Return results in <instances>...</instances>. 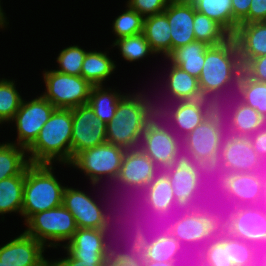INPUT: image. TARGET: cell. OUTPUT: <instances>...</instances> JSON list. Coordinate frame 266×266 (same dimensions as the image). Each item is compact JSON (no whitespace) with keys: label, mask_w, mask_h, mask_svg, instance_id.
Segmentation results:
<instances>
[{"label":"cell","mask_w":266,"mask_h":266,"mask_svg":"<svg viewBox=\"0 0 266 266\" xmlns=\"http://www.w3.org/2000/svg\"><path fill=\"white\" fill-rule=\"evenodd\" d=\"M242 72L239 51L232 36L220 45L209 46L205 51L204 65L198 78L203 98L218 105L228 86H235L233 89L236 88V93Z\"/></svg>","instance_id":"obj_1"},{"label":"cell","mask_w":266,"mask_h":266,"mask_svg":"<svg viewBox=\"0 0 266 266\" xmlns=\"http://www.w3.org/2000/svg\"><path fill=\"white\" fill-rule=\"evenodd\" d=\"M156 114L157 106L144 95H125L119 101L114 118L106 124V142L125 149L139 148L141 136Z\"/></svg>","instance_id":"obj_2"},{"label":"cell","mask_w":266,"mask_h":266,"mask_svg":"<svg viewBox=\"0 0 266 266\" xmlns=\"http://www.w3.org/2000/svg\"><path fill=\"white\" fill-rule=\"evenodd\" d=\"M30 164H64L72 161V109L56 108L27 149Z\"/></svg>","instance_id":"obj_3"},{"label":"cell","mask_w":266,"mask_h":266,"mask_svg":"<svg viewBox=\"0 0 266 266\" xmlns=\"http://www.w3.org/2000/svg\"><path fill=\"white\" fill-rule=\"evenodd\" d=\"M225 134L224 117L217 107L182 139L183 159L212 171L218 161Z\"/></svg>","instance_id":"obj_4"},{"label":"cell","mask_w":266,"mask_h":266,"mask_svg":"<svg viewBox=\"0 0 266 266\" xmlns=\"http://www.w3.org/2000/svg\"><path fill=\"white\" fill-rule=\"evenodd\" d=\"M52 170L50 164H30L26 168L21 212L25 222L36 213L62 205L65 186Z\"/></svg>","instance_id":"obj_5"},{"label":"cell","mask_w":266,"mask_h":266,"mask_svg":"<svg viewBox=\"0 0 266 266\" xmlns=\"http://www.w3.org/2000/svg\"><path fill=\"white\" fill-rule=\"evenodd\" d=\"M158 120V121H157ZM160 116H156L148 123L139 148L160 168L166 167L183 159L182 139L175 131L169 130L165 122L162 124Z\"/></svg>","instance_id":"obj_6"},{"label":"cell","mask_w":266,"mask_h":266,"mask_svg":"<svg viewBox=\"0 0 266 266\" xmlns=\"http://www.w3.org/2000/svg\"><path fill=\"white\" fill-rule=\"evenodd\" d=\"M27 229L24 231L28 236L34 237L44 246H60V241H70L78 227L74 216L63 205L32 215L27 221Z\"/></svg>","instance_id":"obj_7"},{"label":"cell","mask_w":266,"mask_h":266,"mask_svg":"<svg viewBox=\"0 0 266 266\" xmlns=\"http://www.w3.org/2000/svg\"><path fill=\"white\" fill-rule=\"evenodd\" d=\"M221 227L235 238L266 250V211L262 205L228 208Z\"/></svg>","instance_id":"obj_8"},{"label":"cell","mask_w":266,"mask_h":266,"mask_svg":"<svg viewBox=\"0 0 266 266\" xmlns=\"http://www.w3.org/2000/svg\"><path fill=\"white\" fill-rule=\"evenodd\" d=\"M265 169L266 163L253 149L249 137L225 134L213 173H258Z\"/></svg>","instance_id":"obj_9"},{"label":"cell","mask_w":266,"mask_h":266,"mask_svg":"<svg viewBox=\"0 0 266 266\" xmlns=\"http://www.w3.org/2000/svg\"><path fill=\"white\" fill-rule=\"evenodd\" d=\"M126 150L106 142L79 152L69 165L83 171L93 185L98 184L104 175L115 181Z\"/></svg>","instance_id":"obj_10"},{"label":"cell","mask_w":266,"mask_h":266,"mask_svg":"<svg viewBox=\"0 0 266 266\" xmlns=\"http://www.w3.org/2000/svg\"><path fill=\"white\" fill-rule=\"evenodd\" d=\"M220 227L221 224L211 216L182 208L172 227L171 235L190 255H196L215 237Z\"/></svg>","instance_id":"obj_11"},{"label":"cell","mask_w":266,"mask_h":266,"mask_svg":"<svg viewBox=\"0 0 266 266\" xmlns=\"http://www.w3.org/2000/svg\"><path fill=\"white\" fill-rule=\"evenodd\" d=\"M46 92L42 95L55 108L72 109L88 104L92 85L82 76L45 71Z\"/></svg>","instance_id":"obj_12"},{"label":"cell","mask_w":266,"mask_h":266,"mask_svg":"<svg viewBox=\"0 0 266 266\" xmlns=\"http://www.w3.org/2000/svg\"><path fill=\"white\" fill-rule=\"evenodd\" d=\"M56 108L42 95L31 101L22 100L14 118L18 140L17 145L26 150L35 142L41 128L50 119Z\"/></svg>","instance_id":"obj_13"},{"label":"cell","mask_w":266,"mask_h":266,"mask_svg":"<svg viewBox=\"0 0 266 266\" xmlns=\"http://www.w3.org/2000/svg\"><path fill=\"white\" fill-rule=\"evenodd\" d=\"M224 180L227 207L261 205L265 189L263 172L218 174Z\"/></svg>","instance_id":"obj_14"},{"label":"cell","mask_w":266,"mask_h":266,"mask_svg":"<svg viewBox=\"0 0 266 266\" xmlns=\"http://www.w3.org/2000/svg\"><path fill=\"white\" fill-rule=\"evenodd\" d=\"M106 143V124L84 104L72 108V159L81 151Z\"/></svg>","instance_id":"obj_15"},{"label":"cell","mask_w":266,"mask_h":266,"mask_svg":"<svg viewBox=\"0 0 266 266\" xmlns=\"http://www.w3.org/2000/svg\"><path fill=\"white\" fill-rule=\"evenodd\" d=\"M169 179L177 204L188 208L198 193L200 182L208 170L200 164L182 159L161 170Z\"/></svg>","instance_id":"obj_16"},{"label":"cell","mask_w":266,"mask_h":266,"mask_svg":"<svg viewBox=\"0 0 266 266\" xmlns=\"http://www.w3.org/2000/svg\"><path fill=\"white\" fill-rule=\"evenodd\" d=\"M188 209L211 216L222 224L228 210L222 176L208 171Z\"/></svg>","instance_id":"obj_17"},{"label":"cell","mask_w":266,"mask_h":266,"mask_svg":"<svg viewBox=\"0 0 266 266\" xmlns=\"http://www.w3.org/2000/svg\"><path fill=\"white\" fill-rule=\"evenodd\" d=\"M160 171L140 148L127 149L115 181L136 193L142 192Z\"/></svg>","instance_id":"obj_18"},{"label":"cell","mask_w":266,"mask_h":266,"mask_svg":"<svg viewBox=\"0 0 266 266\" xmlns=\"http://www.w3.org/2000/svg\"><path fill=\"white\" fill-rule=\"evenodd\" d=\"M62 205L74 216L78 228H110V216L83 191L65 187Z\"/></svg>","instance_id":"obj_19"},{"label":"cell","mask_w":266,"mask_h":266,"mask_svg":"<svg viewBox=\"0 0 266 266\" xmlns=\"http://www.w3.org/2000/svg\"><path fill=\"white\" fill-rule=\"evenodd\" d=\"M107 230L78 228L72 239L64 245L67 254L82 261L107 260L113 254V247L107 244Z\"/></svg>","instance_id":"obj_20"},{"label":"cell","mask_w":266,"mask_h":266,"mask_svg":"<svg viewBox=\"0 0 266 266\" xmlns=\"http://www.w3.org/2000/svg\"><path fill=\"white\" fill-rule=\"evenodd\" d=\"M177 105L173 106L174 109L167 110L157 107V115L160 118L165 117L171 122L173 126H176L177 134L181 139L193 131L205 118H207L216 108L217 105L206 98H201L194 101H178ZM171 110V111H170Z\"/></svg>","instance_id":"obj_21"},{"label":"cell","mask_w":266,"mask_h":266,"mask_svg":"<svg viewBox=\"0 0 266 266\" xmlns=\"http://www.w3.org/2000/svg\"><path fill=\"white\" fill-rule=\"evenodd\" d=\"M44 245L24 232L0 246V261L5 266H49L43 256Z\"/></svg>","instance_id":"obj_22"},{"label":"cell","mask_w":266,"mask_h":266,"mask_svg":"<svg viewBox=\"0 0 266 266\" xmlns=\"http://www.w3.org/2000/svg\"><path fill=\"white\" fill-rule=\"evenodd\" d=\"M195 11L190 0H171L165 9L171 32V52L196 41L193 29Z\"/></svg>","instance_id":"obj_23"},{"label":"cell","mask_w":266,"mask_h":266,"mask_svg":"<svg viewBox=\"0 0 266 266\" xmlns=\"http://www.w3.org/2000/svg\"><path fill=\"white\" fill-rule=\"evenodd\" d=\"M234 102L233 108L232 105L228 106L232 110L228 109L229 115L228 112L226 114V109H224L226 106H222L224 100L217 105L224 117L226 133L234 136L250 137L266 125L265 119L255 109L245 105L239 99L238 102Z\"/></svg>","instance_id":"obj_24"},{"label":"cell","mask_w":266,"mask_h":266,"mask_svg":"<svg viewBox=\"0 0 266 266\" xmlns=\"http://www.w3.org/2000/svg\"><path fill=\"white\" fill-rule=\"evenodd\" d=\"M232 37L242 66L253 58L266 55V21L239 24Z\"/></svg>","instance_id":"obj_25"},{"label":"cell","mask_w":266,"mask_h":266,"mask_svg":"<svg viewBox=\"0 0 266 266\" xmlns=\"http://www.w3.org/2000/svg\"><path fill=\"white\" fill-rule=\"evenodd\" d=\"M143 34L154 54L171 53V32L164 12L144 18Z\"/></svg>","instance_id":"obj_26"},{"label":"cell","mask_w":266,"mask_h":266,"mask_svg":"<svg viewBox=\"0 0 266 266\" xmlns=\"http://www.w3.org/2000/svg\"><path fill=\"white\" fill-rule=\"evenodd\" d=\"M209 47L205 42L194 41L174 49L166 58L175 66L190 75L199 78L205 61V51Z\"/></svg>","instance_id":"obj_27"},{"label":"cell","mask_w":266,"mask_h":266,"mask_svg":"<svg viewBox=\"0 0 266 266\" xmlns=\"http://www.w3.org/2000/svg\"><path fill=\"white\" fill-rule=\"evenodd\" d=\"M171 65L167 90L172 98L177 101H194L203 98L199 87L198 78L190 75L180 67Z\"/></svg>","instance_id":"obj_28"},{"label":"cell","mask_w":266,"mask_h":266,"mask_svg":"<svg viewBox=\"0 0 266 266\" xmlns=\"http://www.w3.org/2000/svg\"><path fill=\"white\" fill-rule=\"evenodd\" d=\"M190 254L171 234L153 238L149 243L147 260L155 262H187Z\"/></svg>","instance_id":"obj_29"},{"label":"cell","mask_w":266,"mask_h":266,"mask_svg":"<svg viewBox=\"0 0 266 266\" xmlns=\"http://www.w3.org/2000/svg\"><path fill=\"white\" fill-rule=\"evenodd\" d=\"M142 193L147 198L148 206L153 210L165 211L181 208L175 200L168 177L162 171L155 176Z\"/></svg>","instance_id":"obj_30"},{"label":"cell","mask_w":266,"mask_h":266,"mask_svg":"<svg viewBox=\"0 0 266 266\" xmlns=\"http://www.w3.org/2000/svg\"><path fill=\"white\" fill-rule=\"evenodd\" d=\"M116 65L106 52L88 51L82 64L81 76L92 86L102 85Z\"/></svg>","instance_id":"obj_31"},{"label":"cell","mask_w":266,"mask_h":266,"mask_svg":"<svg viewBox=\"0 0 266 266\" xmlns=\"http://www.w3.org/2000/svg\"><path fill=\"white\" fill-rule=\"evenodd\" d=\"M108 89L103 88V85H93L88 100L96 118L105 124L114 118L119 101L125 96L124 94L120 95L121 93H117L115 90L112 92L110 88Z\"/></svg>","instance_id":"obj_32"},{"label":"cell","mask_w":266,"mask_h":266,"mask_svg":"<svg viewBox=\"0 0 266 266\" xmlns=\"http://www.w3.org/2000/svg\"><path fill=\"white\" fill-rule=\"evenodd\" d=\"M25 171L0 181V215L22 212Z\"/></svg>","instance_id":"obj_33"},{"label":"cell","mask_w":266,"mask_h":266,"mask_svg":"<svg viewBox=\"0 0 266 266\" xmlns=\"http://www.w3.org/2000/svg\"><path fill=\"white\" fill-rule=\"evenodd\" d=\"M238 99L255 109L266 121V83L249 78L242 72L238 85Z\"/></svg>","instance_id":"obj_34"},{"label":"cell","mask_w":266,"mask_h":266,"mask_svg":"<svg viewBox=\"0 0 266 266\" xmlns=\"http://www.w3.org/2000/svg\"><path fill=\"white\" fill-rule=\"evenodd\" d=\"M27 150L15 143L0 144V181L11 176L21 175L30 165L25 159Z\"/></svg>","instance_id":"obj_35"},{"label":"cell","mask_w":266,"mask_h":266,"mask_svg":"<svg viewBox=\"0 0 266 266\" xmlns=\"http://www.w3.org/2000/svg\"><path fill=\"white\" fill-rule=\"evenodd\" d=\"M195 10L220 24L233 35V9L231 0H190Z\"/></svg>","instance_id":"obj_36"},{"label":"cell","mask_w":266,"mask_h":266,"mask_svg":"<svg viewBox=\"0 0 266 266\" xmlns=\"http://www.w3.org/2000/svg\"><path fill=\"white\" fill-rule=\"evenodd\" d=\"M193 22L196 41L205 42L209 46H216L231 37L220 24L198 11H195Z\"/></svg>","instance_id":"obj_37"},{"label":"cell","mask_w":266,"mask_h":266,"mask_svg":"<svg viewBox=\"0 0 266 266\" xmlns=\"http://www.w3.org/2000/svg\"><path fill=\"white\" fill-rule=\"evenodd\" d=\"M135 217L136 222L134 224L136 227L134 228L135 231H133L135 233L133 234L132 243L128 250L117 251L113 249L112 251L121 261L142 265L147 260L149 243L153 240V237L144 233L142 222L137 216Z\"/></svg>","instance_id":"obj_38"},{"label":"cell","mask_w":266,"mask_h":266,"mask_svg":"<svg viewBox=\"0 0 266 266\" xmlns=\"http://www.w3.org/2000/svg\"><path fill=\"white\" fill-rule=\"evenodd\" d=\"M261 253L255 245L228 233V265L260 266Z\"/></svg>","instance_id":"obj_39"},{"label":"cell","mask_w":266,"mask_h":266,"mask_svg":"<svg viewBox=\"0 0 266 266\" xmlns=\"http://www.w3.org/2000/svg\"><path fill=\"white\" fill-rule=\"evenodd\" d=\"M196 255L210 266H233L228 265V233L220 227Z\"/></svg>","instance_id":"obj_40"},{"label":"cell","mask_w":266,"mask_h":266,"mask_svg":"<svg viewBox=\"0 0 266 266\" xmlns=\"http://www.w3.org/2000/svg\"><path fill=\"white\" fill-rule=\"evenodd\" d=\"M139 194H142V201L144 203L143 209L145 207L148 208L146 210V212H144L147 215L149 214L146 217L149 218L150 216H152V218H149L147 220L148 221H150V220L153 221V224H154V225H152L151 222H150V224H151V226H150L148 222L145 223V224L149 225L150 228H153V229H151L152 230L151 231L150 228H148L149 226L148 227L146 226V229L148 228L149 231H148V229L147 230L145 229L144 233L146 235L150 234V236L153 237V238L162 237L164 235L171 234L172 227L174 226V223L176 222V219H177V217L179 215V212L181 211L182 208L168 209V210H165V211L153 210L151 207L148 206L146 196L142 192H140ZM150 214H152V215H150ZM144 219H145V217H144ZM152 219H154V220H152ZM147 220H145V221H147ZM143 223H142V225H143ZM148 232H150V233H148Z\"/></svg>","instance_id":"obj_41"},{"label":"cell","mask_w":266,"mask_h":266,"mask_svg":"<svg viewBox=\"0 0 266 266\" xmlns=\"http://www.w3.org/2000/svg\"><path fill=\"white\" fill-rule=\"evenodd\" d=\"M15 86L12 80H0V124L14 118L23 100Z\"/></svg>","instance_id":"obj_42"},{"label":"cell","mask_w":266,"mask_h":266,"mask_svg":"<svg viewBox=\"0 0 266 266\" xmlns=\"http://www.w3.org/2000/svg\"><path fill=\"white\" fill-rule=\"evenodd\" d=\"M113 44V47H118L122 57L130 62L139 61V59L146 57L149 53H154L143 33L116 39Z\"/></svg>","instance_id":"obj_43"},{"label":"cell","mask_w":266,"mask_h":266,"mask_svg":"<svg viewBox=\"0 0 266 266\" xmlns=\"http://www.w3.org/2000/svg\"><path fill=\"white\" fill-rule=\"evenodd\" d=\"M126 7V11L113 21V32L117 39L143 33L144 17L129 6Z\"/></svg>","instance_id":"obj_44"},{"label":"cell","mask_w":266,"mask_h":266,"mask_svg":"<svg viewBox=\"0 0 266 266\" xmlns=\"http://www.w3.org/2000/svg\"><path fill=\"white\" fill-rule=\"evenodd\" d=\"M86 53L87 51L77 45L63 49L57 57L59 69L56 71L63 74L81 76L82 64Z\"/></svg>","instance_id":"obj_45"},{"label":"cell","mask_w":266,"mask_h":266,"mask_svg":"<svg viewBox=\"0 0 266 266\" xmlns=\"http://www.w3.org/2000/svg\"><path fill=\"white\" fill-rule=\"evenodd\" d=\"M170 1L171 0H128L126 5L145 18L164 12Z\"/></svg>","instance_id":"obj_46"},{"label":"cell","mask_w":266,"mask_h":266,"mask_svg":"<svg viewBox=\"0 0 266 266\" xmlns=\"http://www.w3.org/2000/svg\"><path fill=\"white\" fill-rule=\"evenodd\" d=\"M243 72L255 81L266 83V55L249 60L243 66Z\"/></svg>","instance_id":"obj_47"},{"label":"cell","mask_w":266,"mask_h":266,"mask_svg":"<svg viewBox=\"0 0 266 266\" xmlns=\"http://www.w3.org/2000/svg\"><path fill=\"white\" fill-rule=\"evenodd\" d=\"M233 9V34L239 24L248 23V12L251 0H231Z\"/></svg>","instance_id":"obj_48"},{"label":"cell","mask_w":266,"mask_h":266,"mask_svg":"<svg viewBox=\"0 0 266 266\" xmlns=\"http://www.w3.org/2000/svg\"><path fill=\"white\" fill-rule=\"evenodd\" d=\"M249 139L255 152L266 163V125L252 134Z\"/></svg>","instance_id":"obj_49"},{"label":"cell","mask_w":266,"mask_h":266,"mask_svg":"<svg viewBox=\"0 0 266 266\" xmlns=\"http://www.w3.org/2000/svg\"><path fill=\"white\" fill-rule=\"evenodd\" d=\"M248 23L266 21V0H251Z\"/></svg>","instance_id":"obj_50"},{"label":"cell","mask_w":266,"mask_h":266,"mask_svg":"<svg viewBox=\"0 0 266 266\" xmlns=\"http://www.w3.org/2000/svg\"><path fill=\"white\" fill-rule=\"evenodd\" d=\"M63 259L49 262V266H106L107 260L82 261L72 258L69 254Z\"/></svg>","instance_id":"obj_51"},{"label":"cell","mask_w":266,"mask_h":266,"mask_svg":"<svg viewBox=\"0 0 266 266\" xmlns=\"http://www.w3.org/2000/svg\"><path fill=\"white\" fill-rule=\"evenodd\" d=\"M106 266H142L140 264L121 261L114 254H112L106 261Z\"/></svg>","instance_id":"obj_52"},{"label":"cell","mask_w":266,"mask_h":266,"mask_svg":"<svg viewBox=\"0 0 266 266\" xmlns=\"http://www.w3.org/2000/svg\"><path fill=\"white\" fill-rule=\"evenodd\" d=\"M186 262H155L146 260L142 266H185Z\"/></svg>","instance_id":"obj_53"},{"label":"cell","mask_w":266,"mask_h":266,"mask_svg":"<svg viewBox=\"0 0 266 266\" xmlns=\"http://www.w3.org/2000/svg\"><path fill=\"white\" fill-rule=\"evenodd\" d=\"M185 266H210V265L201 260L197 255H190Z\"/></svg>","instance_id":"obj_54"},{"label":"cell","mask_w":266,"mask_h":266,"mask_svg":"<svg viewBox=\"0 0 266 266\" xmlns=\"http://www.w3.org/2000/svg\"><path fill=\"white\" fill-rule=\"evenodd\" d=\"M7 18L4 16L3 9L1 8L0 5V28H3L5 25L9 24L7 23L6 20Z\"/></svg>","instance_id":"obj_55"},{"label":"cell","mask_w":266,"mask_h":266,"mask_svg":"<svg viewBox=\"0 0 266 266\" xmlns=\"http://www.w3.org/2000/svg\"><path fill=\"white\" fill-rule=\"evenodd\" d=\"M260 266H266V250L261 253Z\"/></svg>","instance_id":"obj_56"},{"label":"cell","mask_w":266,"mask_h":266,"mask_svg":"<svg viewBox=\"0 0 266 266\" xmlns=\"http://www.w3.org/2000/svg\"><path fill=\"white\" fill-rule=\"evenodd\" d=\"M261 205H262L263 209L266 211V190H264L263 200H262Z\"/></svg>","instance_id":"obj_57"},{"label":"cell","mask_w":266,"mask_h":266,"mask_svg":"<svg viewBox=\"0 0 266 266\" xmlns=\"http://www.w3.org/2000/svg\"><path fill=\"white\" fill-rule=\"evenodd\" d=\"M263 174H264V177H265V189H264V190H266V169H265V171L263 172Z\"/></svg>","instance_id":"obj_58"}]
</instances>
